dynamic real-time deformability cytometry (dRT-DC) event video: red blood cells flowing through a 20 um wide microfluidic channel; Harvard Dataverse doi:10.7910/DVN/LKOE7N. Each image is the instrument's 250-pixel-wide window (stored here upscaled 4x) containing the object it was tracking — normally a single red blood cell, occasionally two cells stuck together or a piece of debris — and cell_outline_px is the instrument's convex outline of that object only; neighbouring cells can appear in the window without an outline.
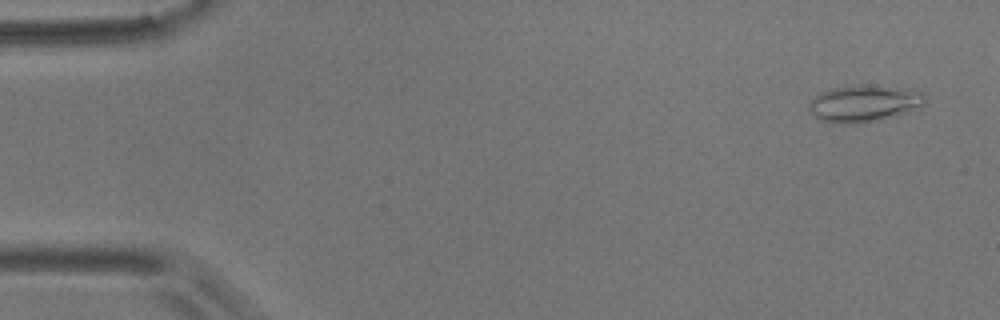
{"species": "common noctule bat (a hibernating species)", "species_latin": "Nyctalus noctula", "temperature_condition": "room temperature", "stored_images_in_passage": 4, "camera_frame_rate_fps": 3000, "um_per_image_px": 0.085, "animal": {"sex": "male", "body_mass_g": 17.9}, "frame": {"image": 1, "passage_image": 1, "time_ms": 0.0, "image_size_px": [1000, 320], "cell_outline_px": [[924, 104], [908, 112], [896, 116], [876, 120], [852, 124], [832, 124], [820, 120], [808, 108], [808, 104], [820, 92], [832, 88], [856, 84], [864, 84], [912, 88], [924, 92]], "centroid_in_image_um": [73.46, 8.77], "position_along_channel_um": 11.5, "area_um2": 25.26}}